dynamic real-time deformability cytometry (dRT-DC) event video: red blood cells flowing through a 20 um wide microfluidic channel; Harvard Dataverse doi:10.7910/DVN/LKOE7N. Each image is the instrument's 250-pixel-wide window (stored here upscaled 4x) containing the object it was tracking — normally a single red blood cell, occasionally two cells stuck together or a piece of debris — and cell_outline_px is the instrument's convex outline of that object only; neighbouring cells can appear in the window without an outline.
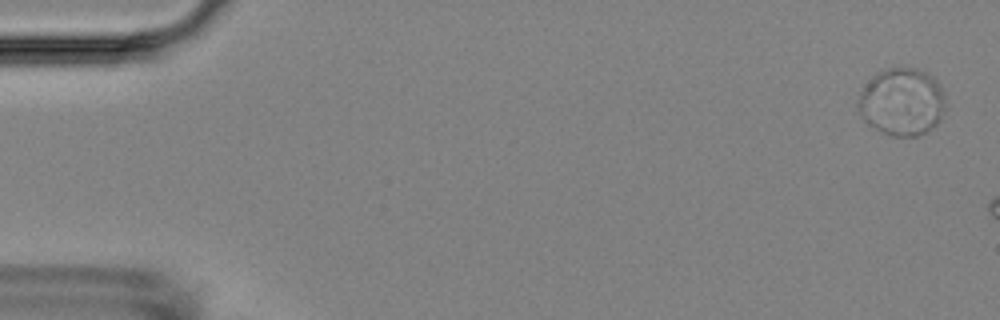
{"species": "Egyptian fruit bat (a non-hibernating species)", "species_latin": "Rousettus aegyptiacus", "temperature_condition": "room temperature", "stored_images_in_passage": 4, "camera_frame_rate_fps": 3000, "um_per_image_px": 0.085, "animal": {"sex": "female"}, "frame": {"image": 1, "passage_image": 1, "time_ms": 0.0, "image_size_px": [1000, 320], "cell_outline_px": [[944, 108], [940, 120], [936, 124], [924, 132], [916, 136], [892, 136], [868, 124], [864, 120], [856, 104], [860, 92], [868, 80], [876, 72], [888, 68], [916, 68], [928, 72], [936, 80], [944, 96]], "centroid_in_image_um": [76.63, 8.64], "position_along_channel_um": 8.4, "area_um2": 34.22}}